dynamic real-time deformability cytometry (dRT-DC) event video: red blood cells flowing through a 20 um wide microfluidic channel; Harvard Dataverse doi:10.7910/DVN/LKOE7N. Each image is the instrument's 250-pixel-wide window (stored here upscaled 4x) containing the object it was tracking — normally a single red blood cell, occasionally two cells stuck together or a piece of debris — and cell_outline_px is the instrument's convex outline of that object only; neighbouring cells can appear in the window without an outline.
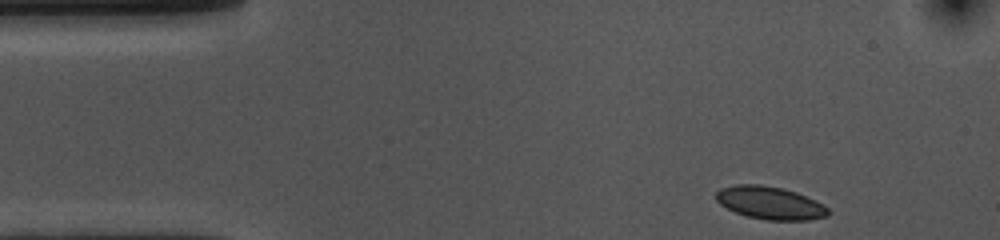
{"species": "common noctule bat (a hibernating species)", "species_latin": "Nyctalus noctula", "temperature_condition": "cold", "stored_images_in_passage": 39, "camera_frame_rate_fps": 3000, "um_per_image_px": 0.085, "animal": {"sex": "female", "body_mass_g": 10.0, "forearm_length_mm": 53.1}, "frame": {"image": 1, "passage_image": 1, "time_ms": 0.0, "image_size_px": [1000, 240], "cell_outline_px": [[828, 216], [808, 220], [764, 220], [744, 216], [720, 204], [716, 200], [716, 192], [720, 188], [736, 184], [760, 184], [780, 188], [796, 192], [828, 208]], "centroid_in_image_um": [65.39, 17.25], "position_along_channel_um": 19.6, "area_um2": 21.21}}
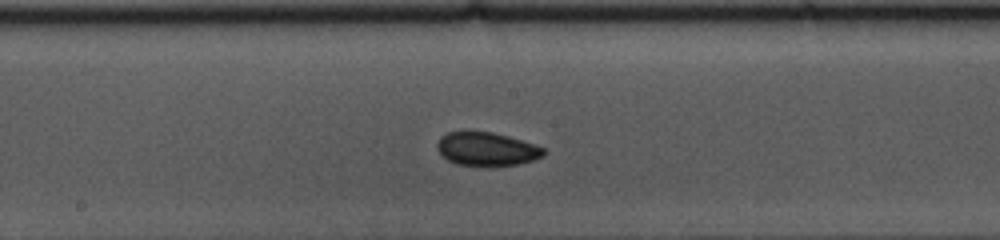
{"frame": {"image": 2, "passage_image": 22, "time_ms": 7.0, "image_size_px": [1000, 240], "cell_outline_px": [[544, 156], [520, 164], [456, 164], [448, 160], [436, 148], [436, 144], [440, 136], [448, 132], [464, 128], [492, 132], [508, 136], [544, 148]], "centroid_in_image_um": [41.29, 12.6], "position_along_channel_um": 206.9, "area_um2": 20.75}}
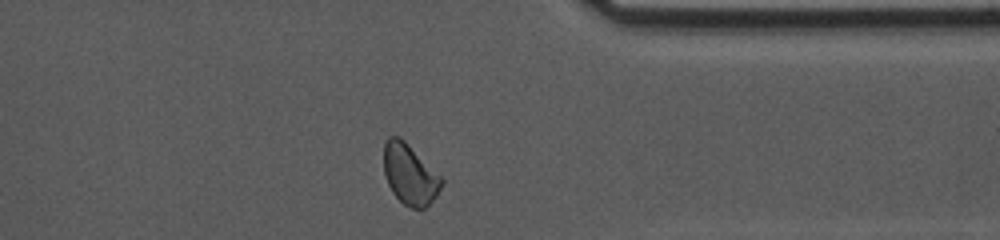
{"frame": {"image": 3, "passage_image": 37, "time_ms": 12.0, "image_size_px": [1000, 240], "cell_outline_px": [[444, 184], [436, 196], [420, 212], [404, 204], [392, 192], [388, 184], [384, 172], [384, 144], [388, 136], [400, 136], [444, 180]], "centroid_in_image_um": [34.83, 14.84], "position_along_channel_um": 376.6, "area_um2": 20.29}, "authors_computed_cell_mechanics": {"area_um2": 20.9236, "velocity_mm_per_s": 3.6031, "shape_relaxation_time_tau1_ms": 4.5824, "shape_relaxation_time_tau2_ms": 4.1428, "deformation_change_tau1": 0.0613, "deformation_change_tau2": 0.0589}}